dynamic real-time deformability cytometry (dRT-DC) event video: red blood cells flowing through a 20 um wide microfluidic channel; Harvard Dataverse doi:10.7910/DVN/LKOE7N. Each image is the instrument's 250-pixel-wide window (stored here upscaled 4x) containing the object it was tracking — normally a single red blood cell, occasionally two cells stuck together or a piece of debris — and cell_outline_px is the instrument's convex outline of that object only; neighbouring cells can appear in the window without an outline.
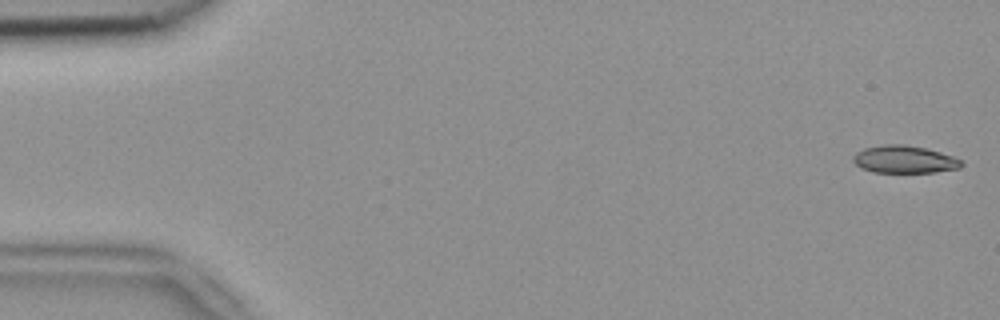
{"species": "common noctule bat (a hibernating species)", "species_latin": "Nyctalus noctula", "temperature_condition": "room temperature", "stored_images_in_passage": 5, "camera_frame_rate_fps": 3000, "um_per_image_px": 0.085, "animal": {"sex": "female", "body_mass_g": 18.4}, "frame": {"image": 1, "passage_image": 1, "time_ms": 0.0, "image_size_px": [1000, 320], "cell_outline_px": [[964, 164], [960, 168], [936, 172], [872, 172], [860, 168], [852, 160], [852, 156], [856, 152], [864, 148], [884, 144], [904, 144], [924, 148], [940, 152], [952, 156], [960, 160]], "centroid_in_image_um": [76.84, 13.55], "position_along_channel_um": 8.2, "area_um2": 17.4}}
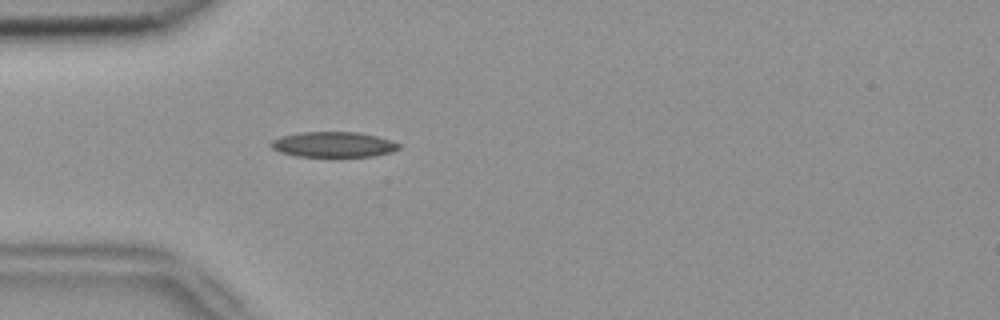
{"frame": {"image": 2, "passage_image": 5, "time_ms": 1.333, "image_size_px": [1000, 320], "cell_outline_px": [[400, 148], [392, 152], [372, 156], [296, 156], [280, 152], [272, 148], [272, 140], [284, 136], [300, 132], [356, 132], [376, 136], [392, 140], [400, 144]], "centroid_in_image_um": [28.38, 12.28], "position_along_channel_um": 56.6, "area_um2": 18.67}}